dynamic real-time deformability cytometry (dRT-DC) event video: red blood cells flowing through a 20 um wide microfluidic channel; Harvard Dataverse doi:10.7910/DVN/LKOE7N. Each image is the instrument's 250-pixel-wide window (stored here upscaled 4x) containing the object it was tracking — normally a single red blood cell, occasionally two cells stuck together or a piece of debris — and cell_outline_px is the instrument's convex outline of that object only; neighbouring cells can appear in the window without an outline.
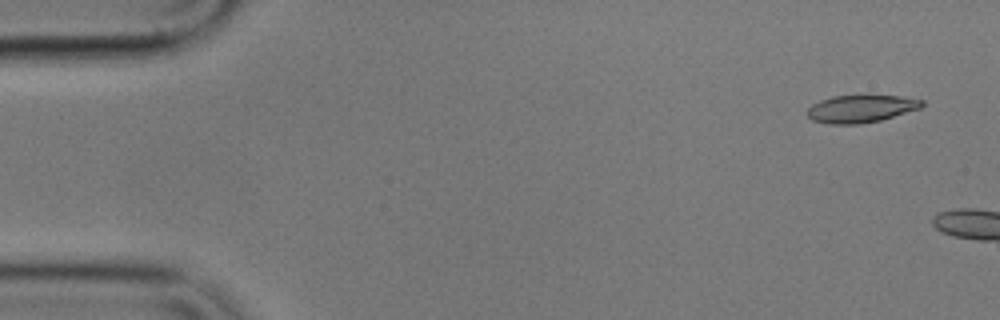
{"species": "common noctule bat (a hibernating species)", "species_latin": "Nyctalus noctula", "temperature_condition": "cold", "stored_images_in_passage": 6, "camera_frame_rate_fps": 3000, "um_per_image_px": 0.085, "animal": {"sex": "male", "body_mass_g": 17.9}, "frame": {"image": 1, "passage_image": 3, "time_ms": 0.667, "image_size_px": [1000, 320], "cell_outline_px": [[924, 104], [920, 108], [880, 120], [860, 124], [828, 124], [812, 120], [804, 112], [812, 104], [820, 100], [832, 96], [900, 96], [924, 100]], "centroid_in_image_um": [73.13, 9.25], "position_along_channel_um": 11.9, "area_um2": 18.32}}